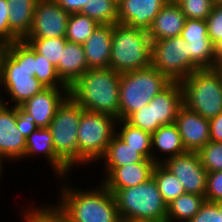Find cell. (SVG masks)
<instances>
[{"label":"cell","mask_w":222,"mask_h":222,"mask_svg":"<svg viewBox=\"0 0 222 222\" xmlns=\"http://www.w3.org/2000/svg\"><path fill=\"white\" fill-rule=\"evenodd\" d=\"M183 105L211 119L222 112V79L213 69H200L180 81Z\"/></svg>","instance_id":"obj_7"},{"label":"cell","mask_w":222,"mask_h":222,"mask_svg":"<svg viewBox=\"0 0 222 222\" xmlns=\"http://www.w3.org/2000/svg\"><path fill=\"white\" fill-rule=\"evenodd\" d=\"M214 69L220 74L221 79H222V58H217Z\"/></svg>","instance_id":"obj_45"},{"label":"cell","mask_w":222,"mask_h":222,"mask_svg":"<svg viewBox=\"0 0 222 222\" xmlns=\"http://www.w3.org/2000/svg\"><path fill=\"white\" fill-rule=\"evenodd\" d=\"M170 83L152 65L145 69L120 73L119 119L126 120L132 113L148 105Z\"/></svg>","instance_id":"obj_6"},{"label":"cell","mask_w":222,"mask_h":222,"mask_svg":"<svg viewBox=\"0 0 222 222\" xmlns=\"http://www.w3.org/2000/svg\"><path fill=\"white\" fill-rule=\"evenodd\" d=\"M214 5L222 4V0H212Z\"/></svg>","instance_id":"obj_49"},{"label":"cell","mask_w":222,"mask_h":222,"mask_svg":"<svg viewBox=\"0 0 222 222\" xmlns=\"http://www.w3.org/2000/svg\"><path fill=\"white\" fill-rule=\"evenodd\" d=\"M218 207H219V211H220V214H222V200L221 201H218V202H215Z\"/></svg>","instance_id":"obj_48"},{"label":"cell","mask_w":222,"mask_h":222,"mask_svg":"<svg viewBox=\"0 0 222 222\" xmlns=\"http://www.w3.org/2000/svg\"><path fill=\"white\" fill-rule=\"evenodd\" d=\"M117 119L111 115L83 110L78 127V164L89 165L104 155L116 133Z\"/></svg>","instance_id":"obj_9"},{"label":"cell","mask_w":222,"mask_h":222,"mask_svg":"<svg viewBox=\"0 0 222 222\" xmlns=\"http://www.w3.org/2000/svg\"><path fill=\"white\" fill-rule=\"evenodd\" d=\"M217 57L222 58V43L217 47Z\"/></svg>","instance_id":"obj_46"},{"label":"cell","mask_w":222,"mask_h":222,"mask_svg":"<svg viewBox=\"0 0 222 222\" xmlns=\"http://www.w3.org/2000/svg\"><path fill=\"white\" fill-rule=\"evenodd\" d=\"M161 160L162 164L178 178L185 193L205 195L207 171L202 166L197 152L187 151Z\"/></svg>","instance_id":"obj_11"},{"label":"cell","mask_w":222,"mask_h":222,"mask_svg":"<svg viewBox=\"0 0 222 222\" xmlns=\"http://www.w3.org/2000/svg\"><path fill=\"white\" fill-rule=\"evenodd\" d=\"M156 149L162 154H167L166 159L176 155L183 154L186 151L178 127L175 123L160 126L154 133L151 134V151L152 160L158 164L162 161L154 153ZM156 156V157H155Z\"/></svg>","instance_id":"obj_24"},{"label":"cell","mask_w":222,"mask_h":222,"mask_svg":"<svg viewBox=\"0 0 222 222\" xmlns=\"http://www.w3.org/2000/svg\"><path fill=\"white\" fill-rule=\"evenodd\" d=\"M205 202L202 195L184 193L167 205L166 222H189Z\"/></svg>","instance_id":"obj_27"},{"label":"cell","mask_w":222,"mask_h":222,"mask_svg":"<svg viewBox=\"0 0 222 222\" xmlns=\"http://www.w3.org/2000/svg\"><path fill=\"white\" fill-rule=\"evenodd\" d=\"M151 65L171 82H180L201 68L190 57L181 36L151 41Z\"/></svg>","instance_id":"obj_10"},{"label":"cell","mask_w":222,"mask_h":222,"mask_svg":"<svg viewBox=\"0 0 222 222\" xmlns=\"http://www.w3.org/2000/svg\"><path fill=\"white\" fill-rule=\"evenodd\" d=\"M39 153L43 154V157L48 160V163L53 167V172L55 171V174H58L63 182L70 169L57 157L52 141V134L48 128H37L26 138L24 157H32L35 154L37 156Z\"/></svg>","instance_id":"obj_20"},{"label":"cell","mask_w":222,"mask_h":222,"mask_svg":"<svg viewBox=\"0 0 222 222\" xmlns=\"http://www.w3.org/2000/svg\"><path fill=\"white\" fill-rule=\"evenodd\" d=\"M211 142H222V112L209 119Z\"/></svg>","instance_id":"obj_43"},{"label":"cell","mask_w":222,"mask_h":222,"mask_svg":"<svg viewBox=\"0 0 222 222\" xmlns=\"http://www.w3.org/2000/svg\"><path fill=\"white\" fill-rule=\"evenodd\" d=\"M63 10L72 14L80 13L82 8L87 4L88 0H55Z\"/></svg>","instance_id":"obj_44"},{"label":"cell","mask_w":222,"mask_h":222,"mask_svg":"<svg viewBox=\"0 0 222 222\" xmlns=\"http://www.w3.org/2000/svg\"><path fill=\"white\" fill-rule=\"evenodd\" d=\"M152 176L157 182L159 192L166 205L185 193L178 178L162 163L155 164Z\"/></svg>","instance_id":"obj_29"},{"label":"cell","mask_w":222,"mask_h":222,"mask_svg":"<svg viewBox=\"0 0 222 222\" xmlns=\"http://www.w3.org/2000/svg\"><path fill=\"white\" fill-rule=\"evenodd\" d=\"M60 193V202L53 207L65 222H122L114 194L103 184L92 190L62 184Z\"/></svg>","instance_id":"obj_2"},{"label":"cell","mask_w":222,"mask_h":222,"mask_svg":"<svg viewBox=\"0 0 222 222\" xmlns=\"http://www.w3.org/2000/svg\"><path fill=\"white\" fill-rule=\"evenodd\" d=\"M186 19L206 20L213 8L212 0H180L177 2Z\"/></svg>","instance_id":"obj_36"},{"label":"cell","mask_w":222,"mask_h":222,"mask_svg":"<svg viewBox=\"0 0 222 222\" xmlns=\"http://www.w3.org/2000/svg\"><path fill=\"white\" fill-rule=\"evenodd\" d=\"M84 109L68 95L59 105L48 129L57 157L69 168L78 165V127ZM74 165V166H73Z\"/></svg>","instance_id":"obj_8"},{"label":"cell","mask_w":222,"mask_h":222,"mask_svg":"<svg viewBox=\"0 0 222 222\" xmlns=\"http://www.w3.org/2000/svg\"><path fill=\"white\" fill-rule=\"evenodd\" d=\"M167 1L170 2V3H177L180 0H167Z\"/></svg>","instance_id":"obj_50"},{"label":"cell","mask_w":222,"mask_h":222,"mask_svg":"<svg viewBox=\"0 0 222 222\" xmlns=\"http://www.w3.org/2000/svg\"><path fill=\"white\" fill-rule=\"evenodd\" d=\"M24 212V222H65L64 218L54 209L52 205L41 206Z\"/></svg>","instance_id":"obj_38"},{"label":"cell","mask_w":222,"mask_h":222,"mask_svg":"<svg viewBox=\"0 0 222 222\" xmlns=\"http://www.w3.org/2000/svg\"><path fill=\"white\" fill-rule=\"evenodd\" d=\"M69 95V88H45L20 107L35 119L38 128H48L59 105Z\"/></svg>","instance_id":"obj_16"},{"label":"cell","mask_w":222,"mask_h":222,"mask_svg":"<svg viewBox=\"0 0 222 222\" xmlns=\"http://www.w3.org/2000/svg\"><path fill=\"white\" fill-rule=\"evenodd\" d=\"M89 69L83 44L67 41L56 66L61 81L69 88Z\"/></svg>","instance_id":"obj_21"},{"label":"cell","mask_w":222,"mask_h":222,"mask_svg":"<svg viewBox=\"0 0 222 222\" xmlns=\"http://www.w3.org/2000/svg\"><path fill=\"white\" fill-rule=\"evenodd\" d=\"M180 36L188 42L190 57L201 69L215 68L217 47L208 36L206 20L186 19Z\"/></svg>","instance_id":"obj_13"},{"label":"cell","mask_w":222,"mask_h":222,"mask_svg":"<svg viewBox=\"0 0 222 222\" xmlns=\"http://www.w3.org/2000/svg\"><path fill=\"white\" fill-rule=\"evenodd\" d=\"M70 13L55 0H39L33 15L32 27L25 38H60L66 36Z\"/></svg>","instance_id":"obj_12"},{"label":"cell","mask_w":222,"mask_h":222,"mask_svg":"<svg viewBox=\"0 0 222 222\" xmlns=\"http://www.w3.org/2000/svg\"><path fill=\"white\" fill-rule=\"evenodd\" d=\"M166 3L167 0H118V23L148 31Z\"/></svg>","instance_id":"obj_17"},{"label":"cell","mask_w":222,"mask_h":222,"mask_svg":"<svg viewBox=\"0 0 222 222\" xmlns=\"http://www.w3.org/2000/svg\"><path fill=\"white\" fill-rule=\"evenodd\" d=\"M113 25H98L83 43L85 57L90 69L109 68Z\"/></svg>","instance_id":"obj_19"},{"label":"cell","mask_w":222,"mask_h":222,"mask_svg":"<svg viewBox=\"0 0 222 222\" xmlns=\"http://www.w3.org/2000/svg\"><path fill=\"white\" fill-rule=\"evenodd\" d=\"M197 153L207 172L222 170V142L209 141Z\"/></svg>","instance_id":"obj_34"},{"label":"cell","mask_w":222,"mask_h":222,"mask_svg":"<svg viewBox=\"0 0 222 222\" xmlns=\"http://www.w3.org/2000/svg\"><path fill=\"white\" fill-rule=\"evenodd\" d=\"M183 106V94L180 82H171L153 98L154 122L162 126L175 123L178 111Z\"/></svg>","instance_id":"obj_23"},{"label":"cell","mask_w":222,"mask_h":222,"mask_svg":"<svg viewBox=\"0 0 222 222\" xmlns=\"http://www.w3.org/2000/svg\"><path fill=\"white\" fill-rule=\"evenodd\" d=\"M126 121L136 128L143 131L154 133L160 126L159 122H154L153 99L148 105L141 107L138 111L132 113Z\"/></svg>","instance_id":"obj_35"},{"label":"cell","mask_w":222,"mask_h":222,"mask_svg":"<svg viewBox=\"0 0 222 222\" xmlns=\"http://www.w3.org/2000/svg\"><path fill=\"white\" fill-rule=\"evenodd\" d=\"M175 124L186 151L198 152L210 141L209 119L182 106Z\"/></svg>","instance_id":"obj_15"},{"label":"cell","mask_w":222,"mask_h":222,"mask_svg":"<svg viewBox=\"0 0 222 222\" xmlns=\"http://www.w3.org/2000/svg\"><path fill=\"white\" fill-rule=\"evenodd\" d=\"M120 73L111 68L89 69L69 87V95L84 109L119 120Z\"/></svg>","instance_id":"obj_3"},{"label":"cell","mask_w":222,"mask_h":222,"mask_svg":"<svg viewBox=\"0 0 222 222\" xmlns=\"http://www.w3.org/2000/svg\"><path fill=\"white\" fill-rule=\"evenodd\" d=\"M80 13L99 25H114L118 23V0H88Z\"/></svg>","instance_id":"obj_30"},{"label":"cell","mask_w":222,"mask_h":222,"mask_svg":"<svg viewBox=\"0 0 222 222\" xmlns=\"http://www.w3.org/2000/svg\"><path fill=\"white\" fill-rule=\"evenodd\" d=\"M99 24L81 13L69 16L65 38L69 42L83 44L94 32Z\"/></svg>","instance_id":"obj_31"},{"label":"cell","mask_w":222,"mask_h":222,"mask_svg":"<svg viewBox=\"0 0 222 222\" xmlns=\"http://www.w3.org/2000/svg\"><path fill=\"white\" fill-rule=\"evenodd\" d=\"M116 124L121 126V128L116 129V131L121 129L116 132V134L122 140H124L129 146L139 149V153L145 159H152L151 133L132 126L126 120L119 119L116 121Z\"/></svg>","instance_id":"obj_28"},{"label":"cell","mask_w":222,"mask_h":222,"mask_svg":"<svg viewBox=\"0 0 222 222\" xmlns=\"http://www.w3.org/2000/svg\"><path fill=\"white\" fill-rule=\"evenodd\" d=\"M108 190L114 194L122 222H166L167 205L153 176L137 186Z\"/></svg>","instance_id":"obj_4"},{"label":"cell","mask_w":222,"mask_h":222,"mask_svg":"<svg viewBox=\"0 0 222 222\" xmlns=\"http://www.w3.org/2000/svg\"><path fill=\"white\" fill-rule=\"evenodd\" d=\"M16 126L25 138L38 128L35 124V119L20 106H16Z\"/></svg>","instance_id":"obj_42"},{"label":"cell","mask_w":222,"mask_h":222,"mask_svg":"<svg viewBox=\"0 0 222 222\" xmlns=\"http://www.w3.org/2000/svg\"><path fill=\"white\" fill-rule=\"evenodd\" d=\"M2 50H3V45L0 44V54H1Z\"/></svg>","instance_id":"obj_51"},{"label":"cell","mask_w":222,"mask_h":222,"mask_svg":"<svg viewBox=\"0 0 222 222\" xmlns=\"http://www.w3.org/2000/svg\"><path fill=\"white\" fill-rule=\"evenodd\" d=\"M9 9L6 0H0V44L5 45L20 40L9 28Z\"/></svg>","instance_id":"obj_40"},{"label":"cell","mask_w":222,"mask_h":222,"mask_svg":"<svg viewBox=\"0 0 222 222\" xmlns=\"http://www.w3.org/2000/svg\"><path fill=\"white\" fill-rule=\"evenodd\" d=\"M23 40H25L36 53L45 56V58L55 66L58 65L62 50L68 41L65 37L47 39L24 38Z\"/></svg>","instance_id":"obj_32"},{"label":"cell","mask_w":222,"mask_h":222,"mask_svg":"<svg viewBox=\"0 0 222 222\" xmlns=\"http://www.w3.org/2000/svg\"><path fill=\"white\" fill-rule=\"evenodd\" d=\"M208 36L218 47L222 43V4L213 5L212 11L206 18Z\"/></svg>","instance_id":"obj_37"},{"label":"cell","mask_w":222,"mask_h":222,"mask_svg":"<svg viewBox=\"0 0 222 222\" xmlns=\"http://www.w3.org/2000/svg\"><path fill=\"white\" fill-rule=\"evenodd\" d=\"M205 201L218 202L222 200V170L207 172Z\"/></svg>","instance_id":"obj_39"},{"label":"cell","mask_w":222,"mask_h":222,"mask_svg":"<svg viewBox=\"0 0 222 222\" xmlns=\"http://www.w3.org/2000/svg\"><path fill=\"white\" fill-rule=\"evenodd\" d=\"M102 159L105 160V167H121L131 163L154 162L152 159H145L139 153V149L129 146L116 133L107 145Z\"/></svg>","instance_id":"obj_26"},{"label":"cell","mask_w":222,"mask_h":222,"mask_svg":"<svg viewBox=\"0 0 222 222\" xmlns=\"http://www.w3.org/2000/svg\"><path fill=\"white\" fill-rule=\"evenodd\" d=\"M151 66V40L148 31L125 24L113 25L109 68L124 73Z\"/></svg>","instance_id":"obj_5"},{"label":"cell","mask_w":222,"mask_h":222,"mask_svg":"<svg viewBox=\"0 0 222 222\" xmlns=\"http://www.w3.org/2000/svg\"><path fill=\"white\" fill-rule=\"evenodd\" d=\"M34 76L46 88H68L58 76L56 66L34 51Z\"/></svg>","instance_id":"obj_33"},{"label":"cell","mask_w":222,"mask_h":222,"mask_svg":"<svg viewBox=\"0 0 222 222\" xmlns=\"http://www.w3.org/2000/svg\"><path fill=\"white\" fill-rule=\"evenodd\" d=\"M155 162H139L121 167H105L106 177L102 184L107 189L137 186L152 177Z\"/></svg>","instance_id":"obj_18"},{"label":"cell","mask_w":222,"mask_h":222,"mask_svg":"<svg viewBox=\"0 0 222 222\" xmlns=\"http://www.w3.org/2000/svg\"><path fill=\"white\" fill-rule=\"evenodd\" d=\"M0 98V156L5 160L24 158L26 138L16 126V106Z\"/></svg>","instance_id":"obj_14"},{"label":"cell","mask_w":222,"mask_h":222,"mask_svg":"<svg viewBox=\"0 0 222 222\" xmlns=\"http://www.w3.org/2000/svg\"><path fill=\"white\" fill-rule=\"evenodd\" d=\"M9 9V28L23 40L30 32L33 15L39 0H6Z\"/></svg>","instance_id":"obj_25"},{"label":"cell","mask_w":222,"mask_h":222,"mask_svg":"<svg viewBox=\"0 0 222 222\" xmlns=\"http://www.w3.org/2000/svg\"><path fill=\"white\" fill-rule=\"evenodd\" d=\"M20 106L46 87L34 76V50L25 40L3 45L0 54V88Z\"/></svg>","instance_id":"obj_1"},{"label":"cell","mask_w":222,"mask_h":222,"mask_svg":"<svg viewBox=\"0 0 222 222\" xmlns=\"http://www.w3.org/2000/svg\"><path fill=\"white\" fill-rule=\"evenodd\" d=\"M185 20L186 17L177 3H166L148 30L150 40L180 36Z\"/></svg>","instance_id":"obj_22"},{"label":"cell","mask_w":222,"mask_h":222,"mask_svg":"<svg viewBox=\"0 0 222 222\" xmlns=\"http://www.w3.org/2000/svg\"><path fill=\"white\" fill-rule=\"evenodd\" d=\"M4 161H5V159L0 156V179H1V174H3V173H1V172H2V169H3L2 167L4 166V165H3ZM0 181H1V180H0Z\"/></svg>","instance_id":"obj_47"},{"label":"cell","mask_w":222,"mask_h":222,"mask_svg":"<svg viewBox=\"0 0 222 222\" xmlns=\"http://www.w3.org/2000/svg\"><path fill=\"white\" fill-rule=\"evenodd\" d=\"M189 222H222V214L215 202L205 201Z\"/></svg>","instance_id":"obj_41"}]
</instances>
